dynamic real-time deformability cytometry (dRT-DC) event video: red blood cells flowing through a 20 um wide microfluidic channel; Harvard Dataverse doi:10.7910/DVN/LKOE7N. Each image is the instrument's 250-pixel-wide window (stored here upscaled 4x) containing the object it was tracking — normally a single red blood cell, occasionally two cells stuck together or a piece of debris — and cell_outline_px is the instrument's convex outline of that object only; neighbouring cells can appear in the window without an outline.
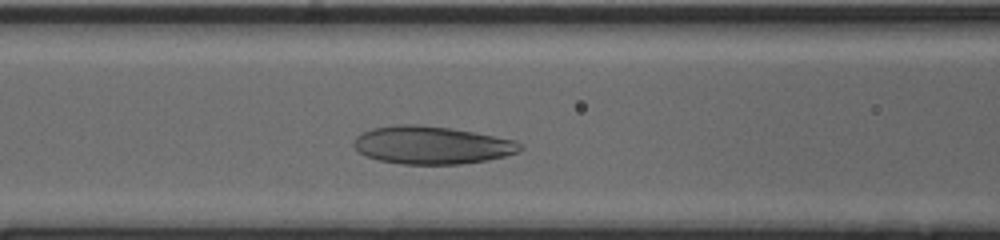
{"species": "human", "species_latin": "Homo sapiens", "temperature_condition": "cold", "stored_images_in_passage": 30, "camera_frame_rate_fps": 3000, "um_per_image_px": 0.085, "donor": {"sex": "male"}, "frame": {"image": 1, "passage_image": 9, "time_ms": 2.667, "image_size_px": [1000, 240], "cell_outline_px": [[524, 148], [516, 152], [504, 156], [488, 160], [460, 164], [400, 164], [380, 160], [368, 156], [360, 152], [352, 144], [356, 136], [372, 128], [396, 124], [416, 124], [452, 128], [516, 140], [524, 144]], "centroid_in_image_um": [36.72, 12.33], "position_along_channel_um": 129.9, "area_um2": 36.7}}
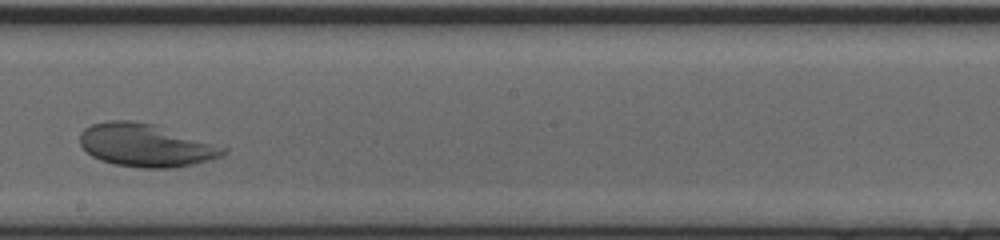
{"frame": {"image": 2, "passage_image": 17, "time_ms": 5.333, "image_size_px": [1000, 240], "cell_outline_px": [[228, 152], [220, 156], [208, 160], [176, 168], [140, 168], [112, 164], [100, 160], [92, 156], [80, 144], [80, 132], [84, 128], [92, 124], [108, 120], [132, 120], [156, 124], [228, 148]], "centroid_in_image_um": [12.38, 12.34], "position_along_channel_um": 235.8, "area_um2": 36.13}}
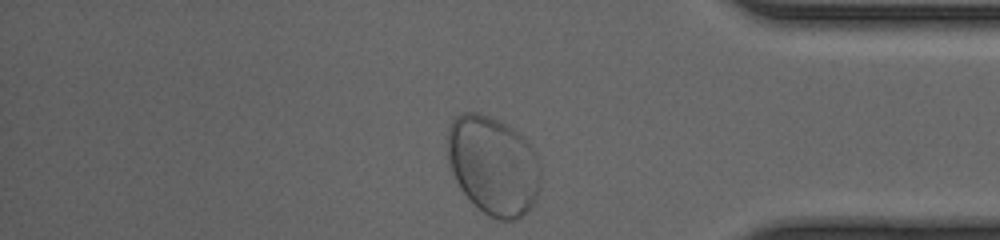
{"frame": {"image": 3, "passage_image": 30, "time_ms": 9.667, "image_size_px": [1000, 240], "cell_outline_px": [[540, 188], [532, 208], [528, 212], [516, 220], [496, 220], [488, 216], [460, 188], [448, 164], [448, 128], [452, 120], [456, 116], [464, 112], [480, 112], [512, 128], [536, 152], [540, 168]], "centroid_in_image_um": [41.93, 14.08], "position_along_channel_um": 393.3, "area_um2": 53.58}, "authors_computed_cell_mechanics": {"area_um2": 38.3503, "velocity_mm_per_s": 3.9877, "shape_relaxation_time_tau1_ms": 4.337, "shape_relaxation_time_tau2_ms": null, "deformation_change_tau1": 0.1926, "deformation_change_tau2": null}}